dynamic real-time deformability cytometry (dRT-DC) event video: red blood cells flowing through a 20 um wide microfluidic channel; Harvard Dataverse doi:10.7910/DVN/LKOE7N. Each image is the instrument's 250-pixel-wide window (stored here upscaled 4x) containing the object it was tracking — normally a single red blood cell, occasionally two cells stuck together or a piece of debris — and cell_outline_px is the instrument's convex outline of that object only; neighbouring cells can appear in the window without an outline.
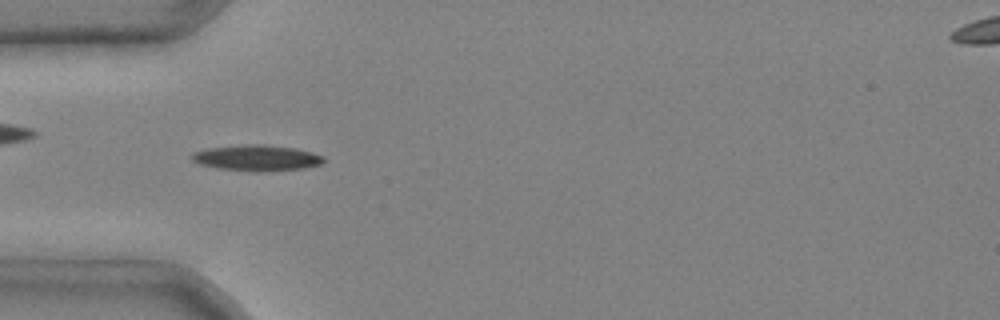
{"species": "common noctule bat (a hibernating species)", "species_latin": "Nyctalus noctula", "temperature_condition": "cold", "stored_images_in_passage": 5, "camera_frame_rate_fps": 3000, "um_per_image_px": 0.085, "animal": {"sex": "male", "body_mass_g": 20.4}, "frame": {"image": 1, "passage_image": 3, "time_ms": 0.667, "image_size_px": [1000, 320], "cell_outline_px": [[324, 160], [320, 164], [304, 168], [256, 172], [252, 172], [216, 168], [200, 164], [192, 160], [192, 152], [212, 148], [248, 144], [260, 144], [296, 148], [312, 152], [324, 156]], "centroid_in_image_um": [21.84, 13.43], "position_along_channel_um": 63.2, "area_um2": 19.77}}
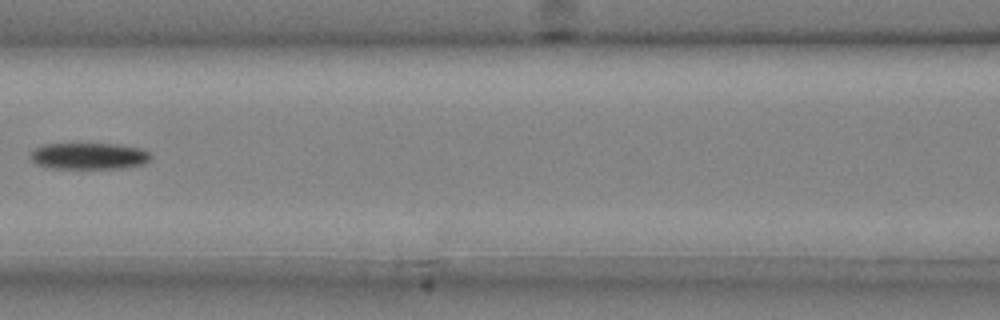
{"frame": {"image": 2, "passage_image": 5, "time_ms": 1.333, "image_size_px": [1000, 320], "cell_outline_px": [[152, 160], [144, 164], [120, 168], [48, 168], [36, 164], [28, 156], [36, 148], [44, 144], [116, 144], [140, 148], [152, 152]], "centroid_in_image_um": [7.6, 13.26], "position_along_channel_um": 159.0, "area_um2": 18.73}}